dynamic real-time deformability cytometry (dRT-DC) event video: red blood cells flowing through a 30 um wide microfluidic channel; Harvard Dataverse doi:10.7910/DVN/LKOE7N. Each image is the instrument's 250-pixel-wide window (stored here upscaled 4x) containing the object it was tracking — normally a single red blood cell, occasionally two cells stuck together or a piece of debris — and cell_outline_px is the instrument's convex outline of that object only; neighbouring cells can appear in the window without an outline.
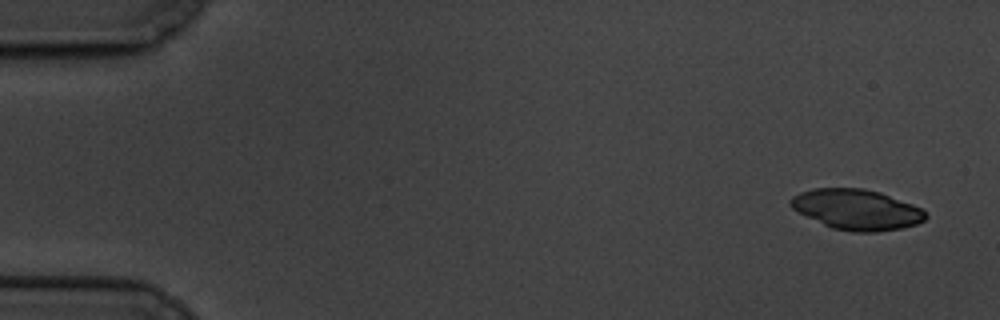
{"species": "common noctule bat (a hibernating species)", "species_latin": "Nyctalus noctula", "temperature_condition": "cold", "stored_images_in_passage": 8, "camera_frame_rate_fps": 3000, "um_per_image_px": 0.085, "animal": {"sex": "male", "body_mass_g": 19.5, "forearm_length_mm": 54.6}, "frame": {"image": 1, "passage_image": 1, "time_ms": 0.0, "image_size_px": [1000, 320], "cell_outline_px": [[928, 216], [924, 220], [916, 224], [900, 228], [876, 232], [852, 232], [832, 228], [792, 208], [788, 204], [788, 200], [792, 196], [800, 192], [812, 188], [864, 188], [880, 192], [912, 204], [920, 208]], "centroid_in_image_um": [72.8, 17.8], "position_along_channel_um": 12.2, "area_um2": 31.62}}